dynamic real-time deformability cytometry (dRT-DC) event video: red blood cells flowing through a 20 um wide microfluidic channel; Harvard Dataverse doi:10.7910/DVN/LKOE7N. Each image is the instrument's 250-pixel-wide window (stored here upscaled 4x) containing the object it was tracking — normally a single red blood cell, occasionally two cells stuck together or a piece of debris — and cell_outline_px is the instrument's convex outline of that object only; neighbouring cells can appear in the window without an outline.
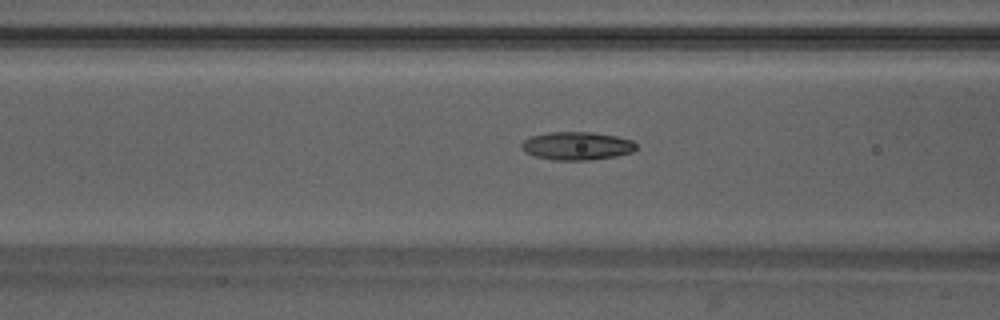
{"species": "Egyptian fruit bat (a non-hibernating species)", "species_latin": "Rousettus aegyptiacus", "temperature_condition": "warm", "stored_images_in_passage": 46, "camera_frame_rate_fps": 3000, "um_per_image_px": 0.085, "animal": {"sex": "male"}, "frame": {"image": 1, "passage_image": 17, "time_ms": 5.333, "image_size_px": [1000, 320], "cell_outline_px": [[636, 148], [632, 152], [616, 156], [592, 160], [556, 160], [536, 156], [524, 152], [520, 148], [520, 144], [524, 140], [532, 136], [548, 132], [592, 132], [616, 136], [632, 140], [636, 144]], "centroid_in_image_um": [49.02, 12.4], "position_along_channel_um": 117.6, "area_um2": 18.84}}
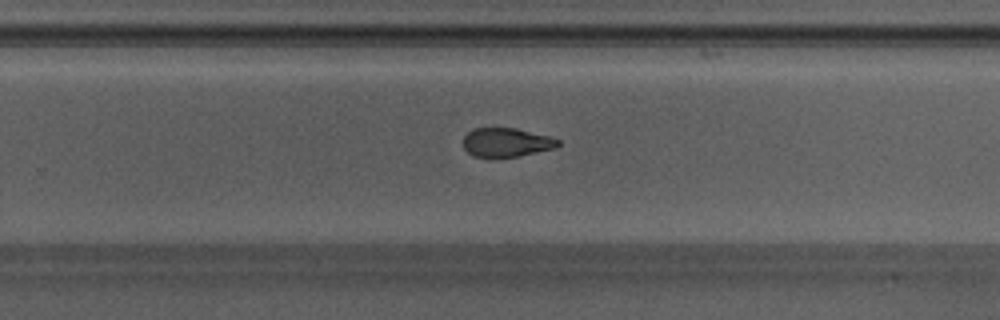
{"frame": {"image": 2, "passage_image": 29, "time_ms": 9.333, "image_size_px": [1000, 320], "cell_outline_px": [[560, 144], [556, 148], [520, 156], [496, 160], [492, 160], [472, 156], [464, 148], [464, 136], [472, 128], [516, 128], [548, 136], [560, 140]], "centroid_in_image_um": [43.02, 12.15], "position_along_channel_um": 286.8, "area_um2": 16.59}}
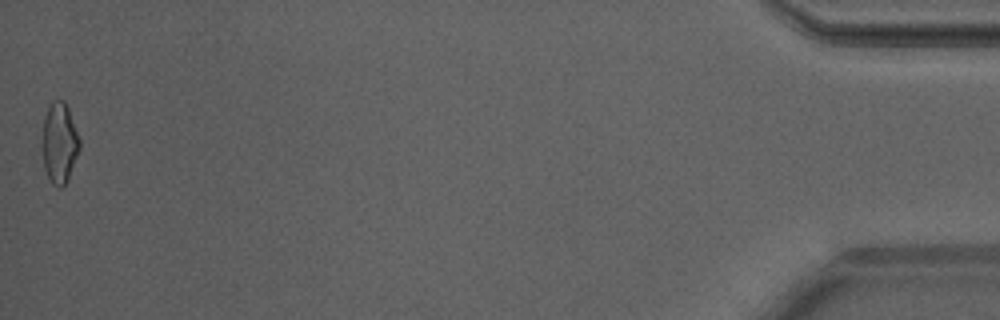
{"frame": {"image": 3, "passage_image": 46, "time_ms": 15.0, "image_size_px": [1000, 320], "cell_outline_px": [[80, 148], [68, 180], [60, 188], [56, 188], [52, 184], [44, 168], [40, 144], [44, 116], [48, 104], [52, 100], [64, 100], [68, 108], [80, 140]], "centroid_in_image_um": [5.01, 12.14], "position_along_channel_um": 430.2, "area_um2": 18.03}, "authors_computed_cell_mechanics": {"area_um2": 17.918, "velocity_mm_per_s": 4.2375, "shape_relaxation_time_tau1_ms": 7.9519, "shape_relaxation_time_tau2_ms": 2.7998, "deformation_change_tau1": 0.1775, "deformation_change_tau2": 0.096}}